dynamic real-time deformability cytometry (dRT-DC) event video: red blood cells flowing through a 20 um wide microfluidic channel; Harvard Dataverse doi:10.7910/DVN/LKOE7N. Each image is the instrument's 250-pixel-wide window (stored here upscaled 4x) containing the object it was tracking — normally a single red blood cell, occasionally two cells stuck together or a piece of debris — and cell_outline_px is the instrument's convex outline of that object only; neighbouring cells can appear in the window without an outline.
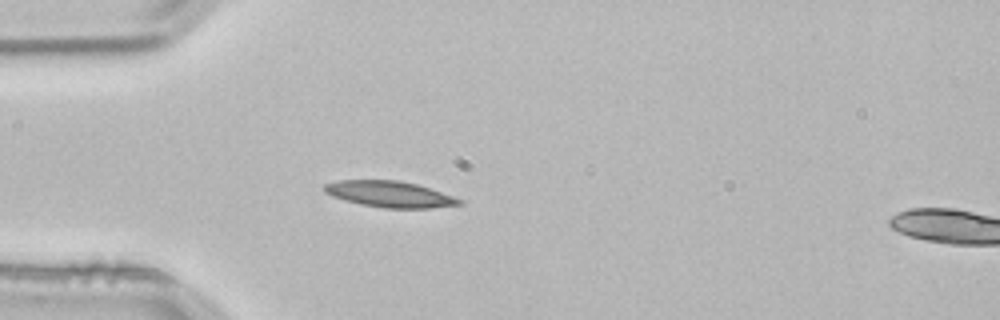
{"species": "common noctule bat (a hibernating species)", "species_latin": "Nyctalus noctula", "temperature_condition": "room temperature", "stored_images_in_passage": 3, "segment_of_instrument_passage": [1, 2], "camera_frame_rate_fps": 3000, "um_per_image_px": 0.085, "animal": {"sex": "male", "body_mass_g": 21.5, "forearm_length_mm": 52.0}, "frame": {"image": 1, "passage_image": 2, "time_ms": 0.333, "image_size_px": [1000, 320], "cell_outline_px": [[464, 204], [428, 208], [384, 208], [360, 204], [344, 200], [332, 196], [324, 192], [324, 184], [336, 180], [400, 180], [416, 184], [464, 200]], "centroid_in_image_um": [33.1, 16.5], "position_along_channel_um": 51.9, "area_um2": 20.52}}